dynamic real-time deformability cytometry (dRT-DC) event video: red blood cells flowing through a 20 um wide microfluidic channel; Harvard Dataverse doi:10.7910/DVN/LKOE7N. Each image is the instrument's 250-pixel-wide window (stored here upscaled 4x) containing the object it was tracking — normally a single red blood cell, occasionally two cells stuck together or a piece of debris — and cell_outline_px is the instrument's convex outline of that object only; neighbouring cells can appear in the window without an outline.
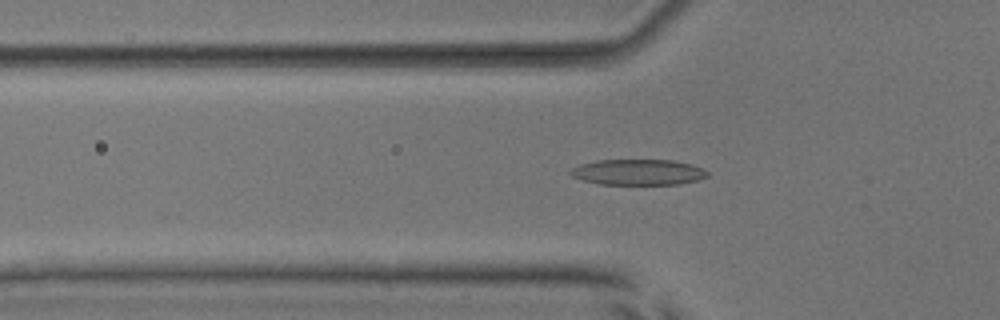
{"species": "common noctule bat (a hibernating species)", "species_latin": "Nyctalus noctula", "temperature_condition": "room temperature", "stored_images_in_passage": 40, "camera_frame_rate_fps": 3000, "um_per_image_px": 0.085, "animal": {"sex": "male", "body_mass_g": 17.9, "forearm_length_mm": 54.2}, "frame": {"image": 1, "passage_image": 4, "time_ms": 1.0, "image_size_px": [1000, 320], "cell_outline_px": [[708, 176], [696, 180], [680, 184], [600, 184], [584, 180], [572, 176], [568, 172], [572, 168], [580, 164], [596, 160], [672, 160], [692, 164], [708, 172]], "centroid_in_image_um": [54.22, 14.63], "position_along_channel_um": 71.6, "area_um2": 20.4}}
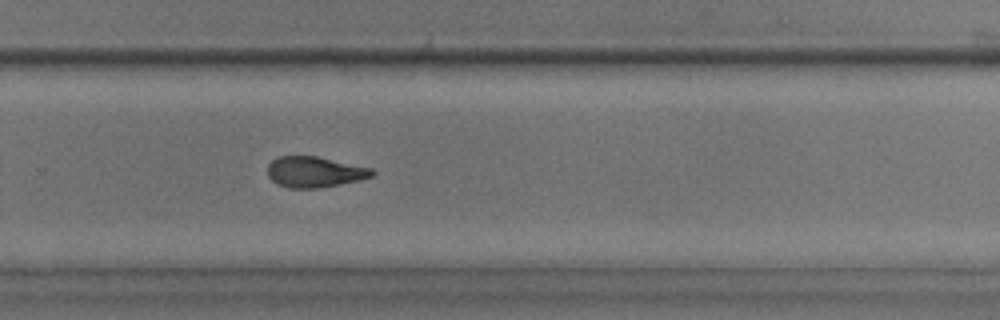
{"frame": {"image": 2, "passage_image": 22, "time_ms": 7.0, "image_size_px": [1000, 320], "cell_outline_px": [[376, 172], [372, 176], [360, 180], [320, 188], [288, 188], [276, 184], [268, 176], [268, 164], [276, 156], [316, 156], [372, 168]], "centroid_in_image_um": [26.73, 14.62], "position_along_channel_um": 303.1, "area_um2": 18.84}}
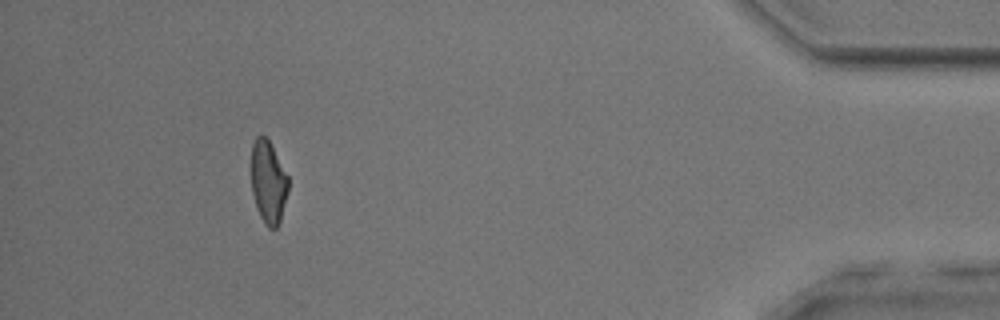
{"frame": {"image": 3, "passage_image": 35, "time_ms": 11.333, "image_size_px": [1000, 320], "cell_outline_px": [[288, 192], [280, 220], [276, 228], [268, 228], [264, 224], [260, 216], [252, 192], [252, 144], [256, 136], [264, 136], [268, 140], [288, 176]], "centroid_in_image_um": [22.81, 15.5], "position_along_channel_um": 412.4, "area_um2": 17.51}, "authors_computed_cell_mechanics": {"area_um2": 19.2474, "velocity_mm_per_s": 3.8685, "shape_relaxation_time_tau1_ms": 2.9898, "shape_relaxation_time_tau2_ms": 2.5031, "deformation_change_tau1": 0.1442, "deformation_change_tau2": 0.1099}}